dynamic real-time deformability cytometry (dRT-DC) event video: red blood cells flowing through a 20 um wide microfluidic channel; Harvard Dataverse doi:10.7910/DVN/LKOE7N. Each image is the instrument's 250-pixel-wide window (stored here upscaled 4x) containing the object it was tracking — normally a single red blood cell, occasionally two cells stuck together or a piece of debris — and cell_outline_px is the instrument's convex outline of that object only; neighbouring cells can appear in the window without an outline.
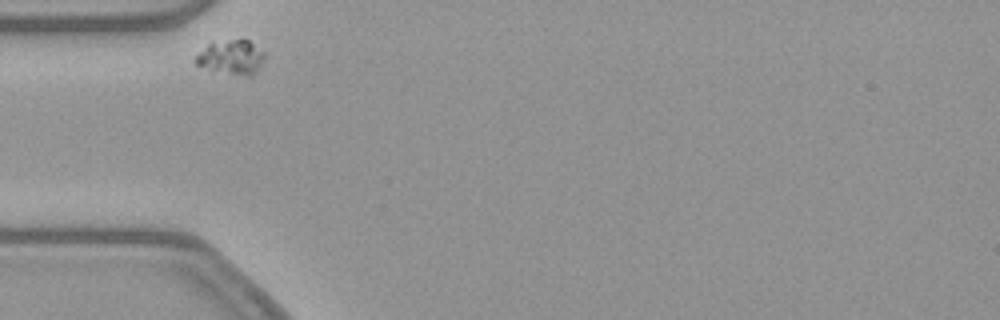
{"species": "common noctule bat (a hibernating species)", "species_latin": "Nyctalus noctula", "temperature_condition": "warm", "stored_images_in_passage": 30, "camera_frame_rate_fps": 3000, "um_per_image_px": 0.085, "animal": {"sex": "female", "body_mass_g": 21.9}, "frame": {"image": 1, "passage_image": 1, "time_ms": 0.0, "image_size_px": [1000, 320], "cell_outline_px": [[264, 60], [256, 72], [252, 76], [244, 76], [196, 64], [196, 56], [212, 40], [248, 40], [264, 52]], "centroid_in_image_um": [19.71, 4.83], "position_along_channel_um": 65.3, "area_um2": 13.35}}
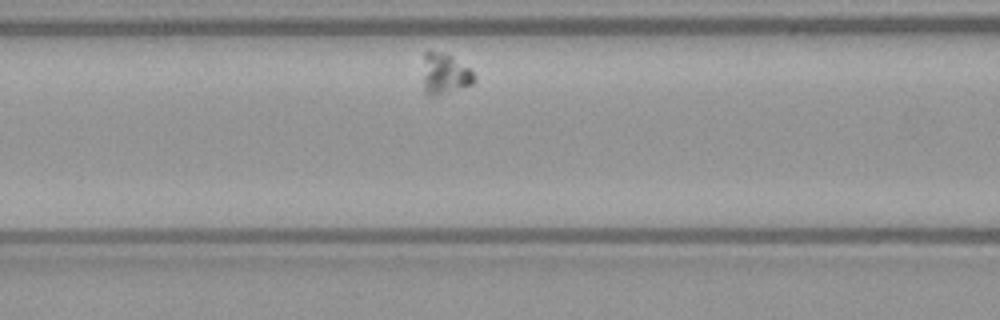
{"frame": {"image": 2, "passage_image": 7, "time_ms": 2.0, "image_size_px": [1000, 320], "cell_outline_px": [[476, 80], [472, 84], [436, 96], [428, 96], [424, 88], [424, 52], [444, 52], [452, 56], [468, 68], [476, 76]], "centroid_in_image_um": [37.81, 6.28], "position_along_channel_um": 128.8, "area_um2": 12.02}}
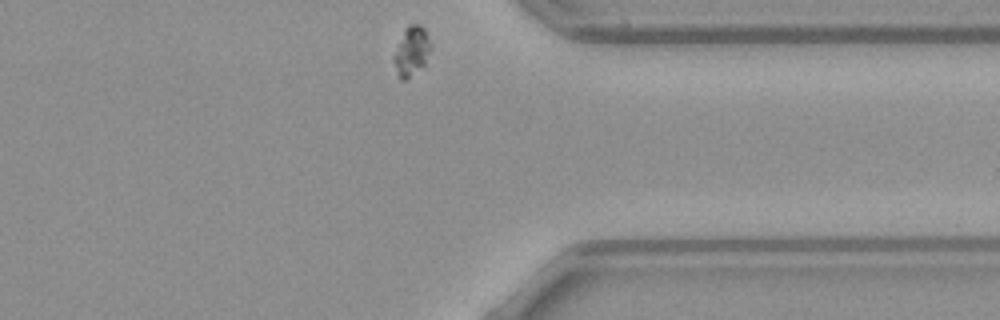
{"frame": {"image": 3, "passage_image": 30, "time_ms": 9.667, "image_size_px": [1000, 320], "cell_outline_px": [[432, 44], [424, 64], [404, 80], [400, 80], [396, 72], [392, 60], [392, 56], [404, 28], [408, 24], [420, 24], [424, 28]], "centroid_in_image_um": [34.94, 4.3], "position_along_channel_um": 376.5, "area_um2": 10.64}}